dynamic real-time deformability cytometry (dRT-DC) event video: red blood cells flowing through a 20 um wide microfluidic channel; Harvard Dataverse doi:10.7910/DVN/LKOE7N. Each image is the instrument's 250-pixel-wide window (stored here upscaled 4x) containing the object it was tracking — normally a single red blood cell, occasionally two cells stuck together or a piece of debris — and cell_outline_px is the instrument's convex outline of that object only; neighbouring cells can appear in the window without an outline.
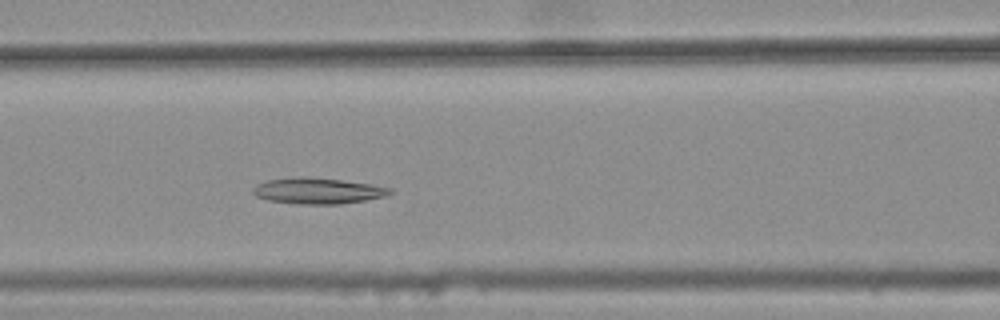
{"species": "common noctule bat (a hibernating species)", "species_latin": "Nyctalus noctula", "temperature_condition": "warm", "stored_images_in_passage": 6, "camera_frame_rate_fps": 3000, "um_per_image_px": 0.085, "animal": {"sex": "female", "body_mass_g": 25.1}, "frame": {"image": 1, "passage_image": 6, "time_ms": 1.667, "image_size_px": [1000, 320], "cell_outline_px": [[392, 192], [388, 196], [340, 204], [296, 204], [268, 200], [256, 196], [252, 192], [252, 188], [256, 184], [268, 180], [292, 176], [304, 176], [340, 180], [372, 184], [392, 188]], "centroid_in_image_um": [26.99, 16.21], "position_along_channel_um": 139.6, "area_um2": 20.92}}